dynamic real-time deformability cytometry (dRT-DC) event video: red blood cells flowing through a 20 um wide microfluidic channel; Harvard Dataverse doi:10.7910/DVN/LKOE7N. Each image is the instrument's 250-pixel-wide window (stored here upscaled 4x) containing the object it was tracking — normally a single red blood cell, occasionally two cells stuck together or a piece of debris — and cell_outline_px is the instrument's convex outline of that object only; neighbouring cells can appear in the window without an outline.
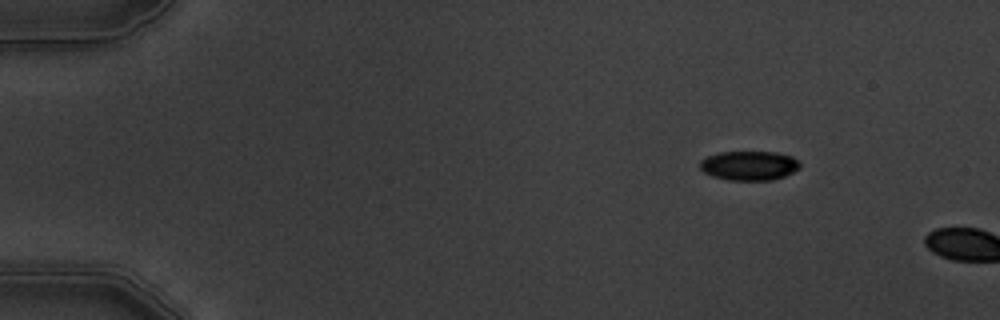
{"species": "common noctule bat (a hibernating species)", "species_latin": "Nyctalus noctula", "temperature_condition": "warm", "stored_images_in_passage": 3, "camera_frame_rate_fps": 3000, "um_per_image_px": 0.085, "animal": {"sex": "male", "body_mass_g": 19.5, "forearm_length_mm": 54.6}, "frame": {"image": 1, "passage_image": 2, "time_ms": 1.0, "image_size_px": [1000, 320], "cell_outline_px": [[800, 168], [784, 176], [772, 180], [728, 180], [712, 176], [704, 172], [700, 168], [700, 160], [708, 156], [720, 152], [776, 152], [792, 156], [800, 164]], "centroid_in_image_um": [63.67, 14.07], "position_along_channel_um": 21.3, "area_um2": 17.05}}